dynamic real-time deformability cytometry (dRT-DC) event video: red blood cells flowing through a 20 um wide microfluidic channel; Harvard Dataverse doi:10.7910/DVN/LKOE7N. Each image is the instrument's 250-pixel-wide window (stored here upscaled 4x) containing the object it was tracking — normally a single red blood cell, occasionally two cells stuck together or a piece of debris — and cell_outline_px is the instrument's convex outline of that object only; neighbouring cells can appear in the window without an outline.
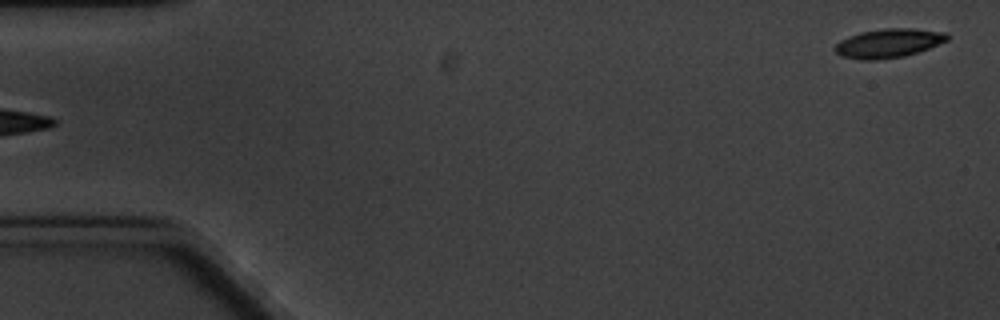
{"species": "common noctule bat (a hibernating species)", "species_latin": "Nyctalus noctula", "temperature_condition": "cold", "stored_images_in_passage": 5, "segment_of_instrument_passage": [2, 2], "camera_frame_rate_fps": 3000, "um_per_image_px": 0.085, "animal": {"sex": "male", "body_mass_g": 20.1, "forearm_length_mm": 53.5}, "frame": {"image": 1, "passage_image": 5, "time_ms": 4.667, "image_size_px": [1000, 320], "cell_outline_px": [[948, 40], [928, 48], [904, 56], [876, 60], [864, 60], [844, 56], [836, 52], [836, 44], [840, 40], [848, 36], [860, 32], [884, 28], [912, 28], [948, 32]], "centroid_in_image_um": [75.55, 3.65], "position_along_channel_um": 9.5, "area_um2": 18.79}}